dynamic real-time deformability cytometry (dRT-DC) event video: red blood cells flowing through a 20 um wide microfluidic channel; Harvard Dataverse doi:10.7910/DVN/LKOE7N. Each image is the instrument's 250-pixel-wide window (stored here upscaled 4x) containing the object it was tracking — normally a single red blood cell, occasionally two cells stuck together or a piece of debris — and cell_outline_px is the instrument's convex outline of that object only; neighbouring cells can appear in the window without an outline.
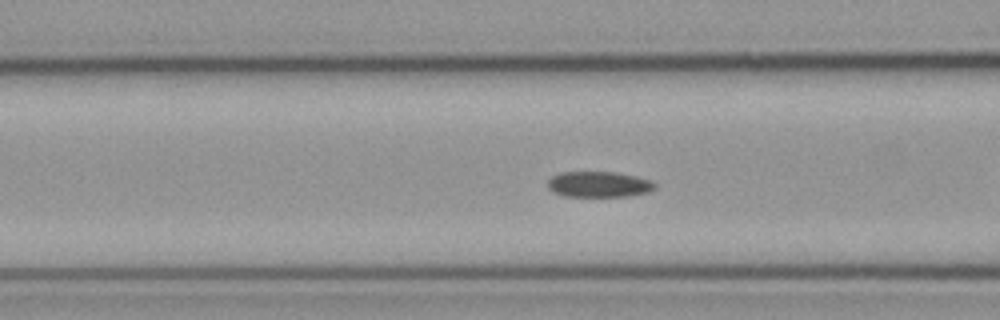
{"species": "common noctule bat (a hibernating species)", "species_latin": "Nyctalus noctula", "temperature_condition": "cold", "stored_images_in_passage": 38, "camera_frame_rate_fps": 3000, "um_per_image_px": 0.085, "animal": {"sex": "male", "body_mass_g": 23.1, "forearm_length_mm": 52.7}, "frame": {"image": 1, "passage_image": 4, "time_ms": 1.0, "image_size_px": [1000, 320], "cell_outline_px": [[656, 188], [648, 192], [628, 196], [564, 196], [552, 192], [548, 188], [548, 180], [552, 176], [560, 172], [616, 172], [636, 176], [652, 180], [656, 184]], "centroid_in_image_um": [50.91, 15.66], "position_along_channel_um": 115.7, "area_um2": 16.18}}
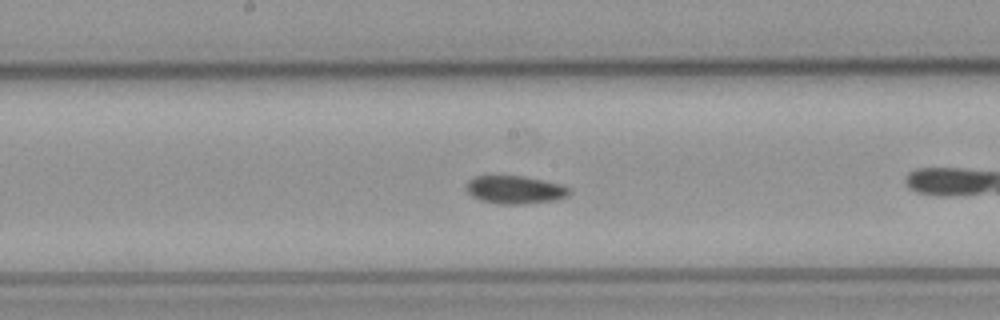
{"frame": {"image": 2, "passage_image": 11, "time_ms": 3.333, "image_size_px": [1000, 320], "cell_outline_px": [[572, 192], [568, 196], [556, 200], [524, 204], [496, 204], [480, 200], [472, 196], [464, 188], [468, 180], [472, 176], [524, 176], [560, 184], [572, 188]], "centroid_in_image_um": [43.77, 16.13], "position_along_channel_um": 204.4, "area_um2": 17.11}}
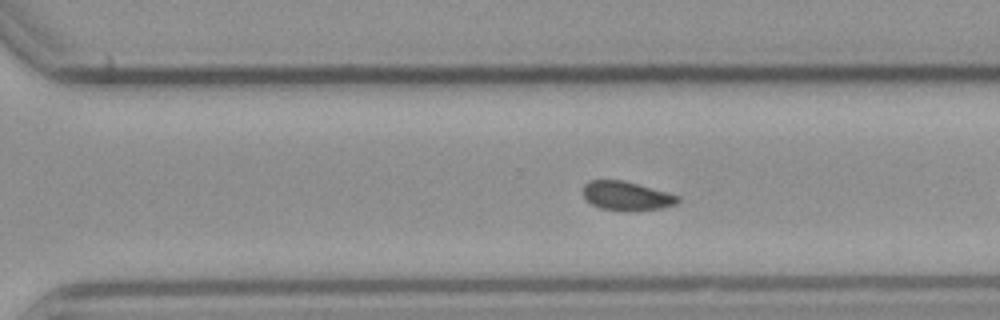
{"frame": {"image": 3, "passage_image": 20, "time_ms": 6.333, "image_size_px": [1000, 320], "cell_outline_px": [[680, 200], [676, 204], [664, 208], [632, 212], [628, 212], [600, 208], [592, 204], [584, 196], [584, 184], [588, 180], [624, 180], [680, 196]], "centroid_in_image_um": [53.28, 16.67], "position_along_channel_um": 317.3, "area_um2": 16.18}}